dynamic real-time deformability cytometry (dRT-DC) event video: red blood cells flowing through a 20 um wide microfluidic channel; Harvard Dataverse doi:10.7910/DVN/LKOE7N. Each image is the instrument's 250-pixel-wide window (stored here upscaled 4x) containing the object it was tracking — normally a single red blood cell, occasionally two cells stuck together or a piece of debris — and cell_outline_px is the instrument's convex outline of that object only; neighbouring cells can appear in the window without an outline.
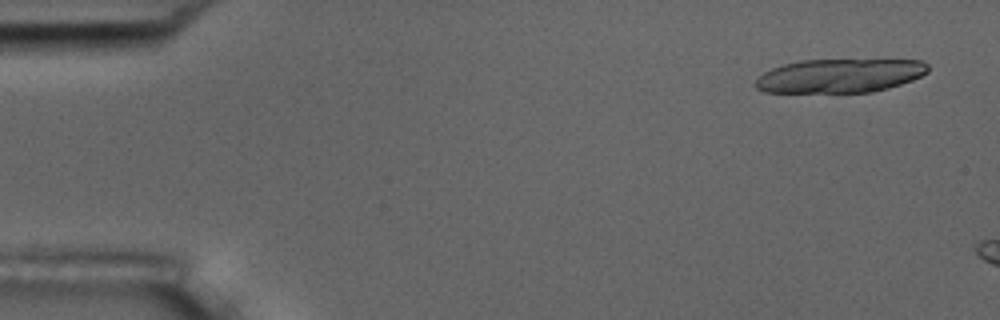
{"species": "common noctule bat (a hibernating species)", "species_latin": "Nyctalus noctula", "temperature_condition": "room temperature", "stored_images_in_passage": 4, "camera_frame_rate_fps": 3000, "um_per_image_px": 0.085, "animal": {"sex": "male", "body_mass_g": 17.5, "forearm_length_mm": 52.3}, "frame": {"image": 1, "passage_image": 1, "time_ms": 0.0, "image_size_px": [1000, 320], "cell_outline_px": [[928, 72], [912, 80], [888, 88], [872, 92], [764, 92], [756, 88], [752, 84], [764, 72], [772, 68], [784, 64], [800, 60], [924, 60], [928, 64]], "centroid_in_image_um": [71.37, 6.43], "position_along_channel_um": 13.6, "area_um2": 33.99}}